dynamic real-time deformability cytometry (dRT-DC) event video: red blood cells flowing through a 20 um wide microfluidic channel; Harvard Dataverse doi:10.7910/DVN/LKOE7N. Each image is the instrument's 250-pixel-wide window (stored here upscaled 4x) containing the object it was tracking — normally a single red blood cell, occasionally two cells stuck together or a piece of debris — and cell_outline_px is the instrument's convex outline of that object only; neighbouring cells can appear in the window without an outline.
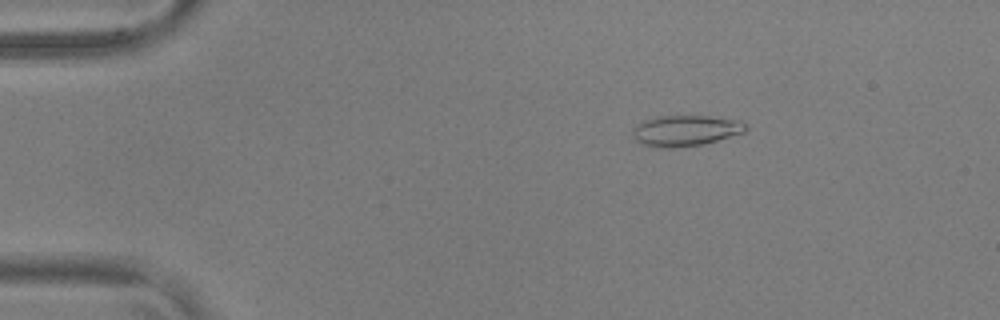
{"species": "common noctule bat (a hibernating species)", "species_latin": "Nyctalus noctula", "temperature_condition": "warm", "stored_images_in_passage": 55, "camera_frame_rate_fps": 3000, "um_per_image_px": 0.085, "animal": {"sex": "male", "body_mass_g": 17.9, "forearm_length_mm": 54.2}, "frame": {"image": 1, "passage_image": 9, "time_ms": 2.667, "image_size_px": [1000, 320], "cell_outline_px": [[748, 128], [744, 132], [704, 144], [672, 148], [664, 148], [644, 144], [636, 140], [632, 136], [632, 132], [636, 124], [644, 120], [656, 116], [708, 116], [740, 120], [748, 124]], "centroid_in_image_um": [58.28, 11.09], "position_along_channel_um": 26.7, "area_um2": 20.35}}
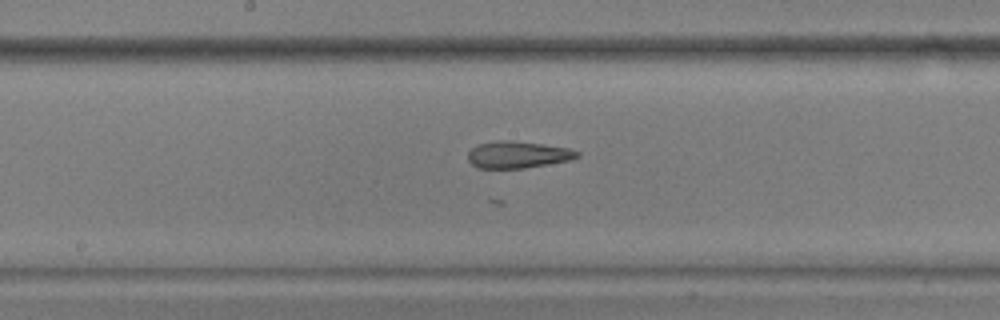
{"frame": {"image": 2, "passage_image": 29, "time_ms": 9.333, "image_size_px": [1000, 320], "cell_outline_px": [[580, 156], [572, 160], [524, 168], [476, 168], [468, 160], [468, 152], [476, 144], [496, 140], [512, 140], [544, 144], [568, 148], [580, 152]], "centroid_in_image_um": [44.01, 13.14], "position_along_channel_um": 204.2, "area_um2": 17.34}}
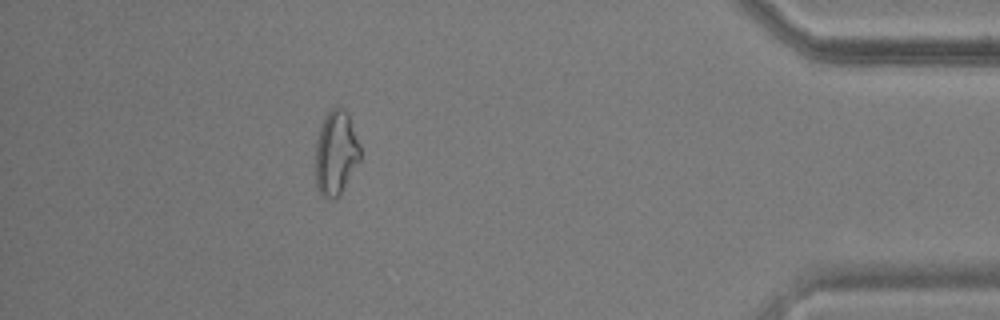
{"frame": {"image": 3, "passage_image": 49, "time_ms": 16.0, "image_size_px": [1000, 320], "cell_outline_px": [[360, 160], [340, 196], [336, 200], [332, 200], [320, 196], [316, 184], [316, 140], [320, 128], [328, 112], [332, 108], [344, 108], [348, 112], [360, 144]], "centroid_in_image_um": [28.56, 13.05], "position_along_channel_um": 406.6, "area_um2": 22.25}, "authors_computed_cell_mechanics": {"area_um2": 19.363, "velocity_mm_per_s": 3.7135, "shape_relaxation_time_tau1_ms": null, "shape_relaxation_time_tau2_ms": 6.5615, "deformation_change_tau1": null, "deformation_change_tau2": 0.1797}}